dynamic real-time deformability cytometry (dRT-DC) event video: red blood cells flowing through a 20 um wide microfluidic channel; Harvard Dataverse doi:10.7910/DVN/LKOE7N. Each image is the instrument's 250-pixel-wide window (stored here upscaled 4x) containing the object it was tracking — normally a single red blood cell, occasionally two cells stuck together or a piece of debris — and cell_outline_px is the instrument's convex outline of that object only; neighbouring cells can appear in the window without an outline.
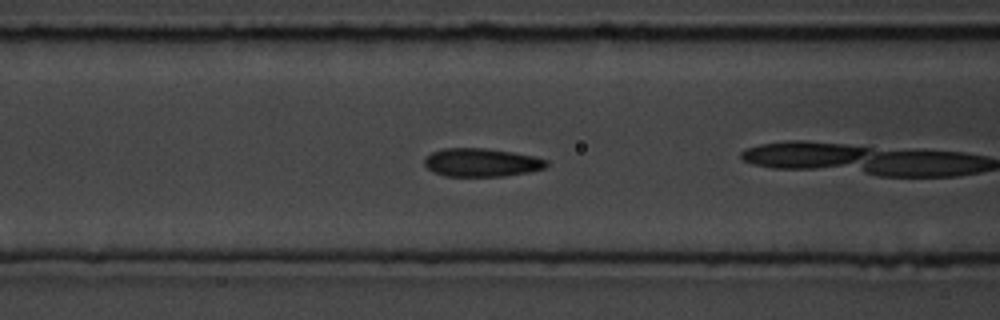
{"species": "common noctule bat (a hibernating species)", "species_latin": "Nyctalus noctula", "temperature_condition": "room temperature", "stored_images_in_passage": 35, "camera_frame_rate_fps": 3000, "um_per_image_px": 0.085, "animal": {"sex": "male", "body_mass_g": 19.5, "forearm_length_mm": 54.6}, "frame": {"image": 1, "passage_image": 20, "time_ms": 6.333, "image_size_px": [1000, 320], "cell_outline_px": [[548, 164], [544, 168], [528, 172], [504, 176], [444, 176], [432, 172], [424, 164], [424, 160], [432, 152], [444, 148], [484, 148], [512, 152], [532, 156], [548, 160]], "centroid_in_image_um": [40.91, 13.81], "position_along_channel_um": 125.7, "area_um2": 20.06}}